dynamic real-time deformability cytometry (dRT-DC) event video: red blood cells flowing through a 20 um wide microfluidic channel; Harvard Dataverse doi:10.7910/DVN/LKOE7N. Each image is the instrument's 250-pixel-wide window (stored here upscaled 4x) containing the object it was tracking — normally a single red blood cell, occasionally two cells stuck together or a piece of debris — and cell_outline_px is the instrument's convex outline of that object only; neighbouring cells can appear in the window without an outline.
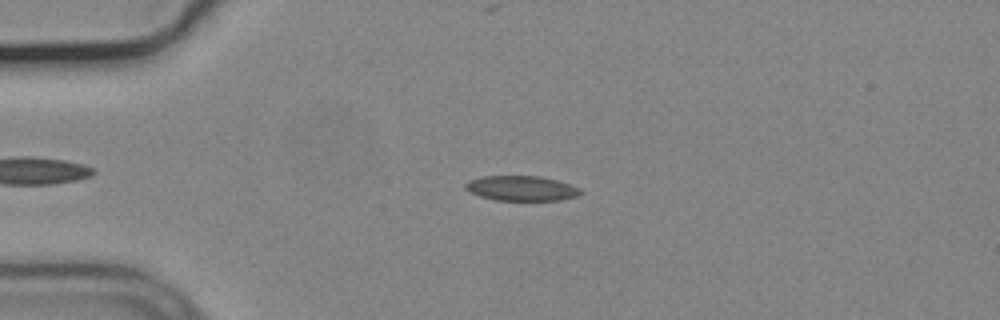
{"species": "common noctule bat (a hibernating species)", "species_latin": "Nyctalus noctula", "temperature_condition": "cold", "stored_images_in_passage": 40, "camera_frame_rate_fps": 3000, "um_per_image_px": 0.085, "animal": {"sex": "male", "body_mass_g": 19.2, "forearm_length_mm": 51.8}, "frame": {"image": 1, "passage_image": 5, "time_ms": 1.333, "image_size_px": [1000, 320], "cell_outline_px": [[584, 192], [576, 196], [560, 200], [496, 200], [480, 196], [464, 188], [464, 184], [468, 180], [484, 176], [540, 176], [556, 180], [580, 188]], "centroid_in_image_um": [44.32, 16.0], "position_along_channel_um": 40.7, "area_um2": 16.65}}
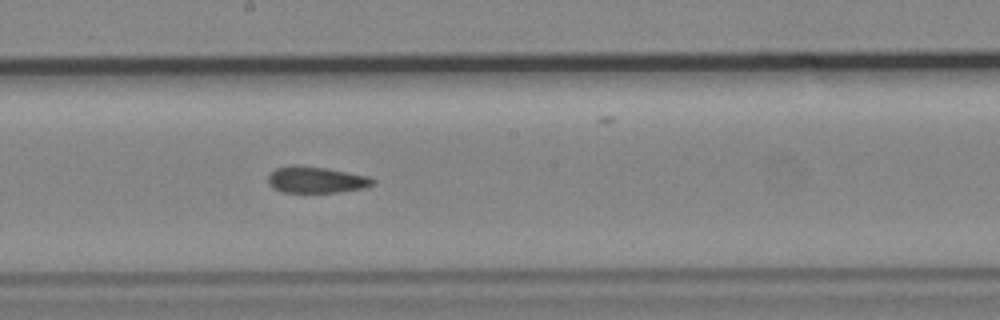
{"frame": {"image": 2, "passage_image": 22, "time_ms": 7.0, "image_size_px": [1000, 320], "cell_outline_px": [[376, 184], [368, 188], [336, 192], [284, 192], [272, 188], [268, 184], [268, 176], [276, 168], [328, 168], [368, 176], [376, 180]], "centroid_in_image_um": [26.98, 15.33], "position_along_channel_um": 221.2, "area_um2": 15.61}}
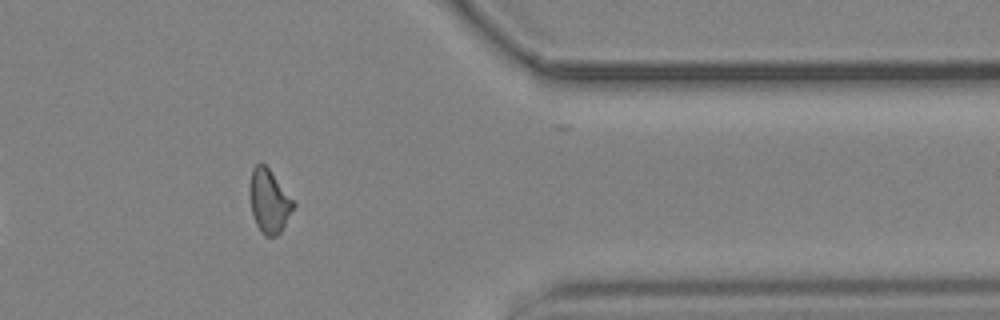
{"frame": {"image": 3, "passage_image": 37, "time_ms": 12.0, "image_size_px": [1000, 320], "cell_outline_px": [[296, 204], [280, 232], [276, 236], [264, 236], [256, 224], [252, 212], [248, 188], [252, 168], [260, 160], [268, 168]], "centroid_in_image_um": [22.84, 17.07], "position_along_channel_um": 388.6, "area_um2": 16.07}, "authors_computed_cell_mechanics": {"area_um2": 16.6753, "velocity_mm_per_s": 3.7002, "shape_relaxation_time_tau1_ms": null, "shape_relaxation_time_tau2_ms": 5.1398, "deformation_change_tau1": null, "deformation_change_tau2": 0.1114}}